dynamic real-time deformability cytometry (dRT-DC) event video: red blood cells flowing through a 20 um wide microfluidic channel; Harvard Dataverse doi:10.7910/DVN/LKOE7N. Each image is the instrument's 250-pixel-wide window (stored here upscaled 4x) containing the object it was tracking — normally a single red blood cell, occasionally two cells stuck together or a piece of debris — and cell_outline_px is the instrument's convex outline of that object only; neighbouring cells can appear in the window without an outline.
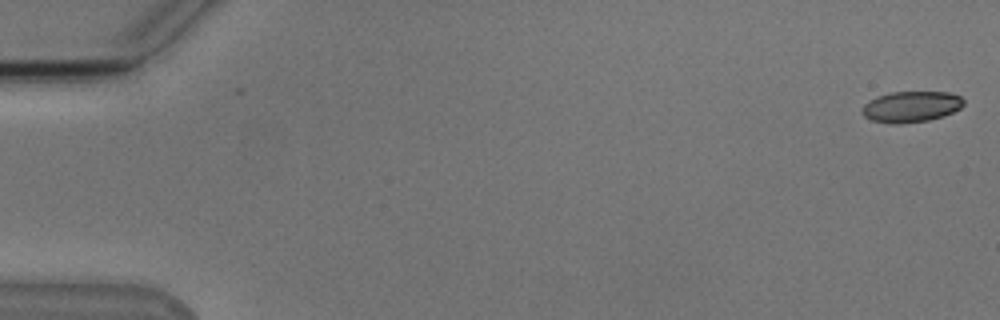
{"species": "Egyptian fruit bat (a non-hibernating species)", "species_latin": "Rousettus aegyptiacus", "temperature_condition": "cold", "stored_images_in_passage": 47, "camera_frame_rate_fps": 3000, "um_per_image_px": 0.085, "animal": {"sex": "male"}, "frame": {"image": 1, "passage_image": 1, "time_ms": 0.0, "image_size_px": [1000, 320], "cell_outline_px": [[964, 104], [960, 108], [944, 116], [928, 120], [900, 124], [896, 124], [872, 120], [864, 116], [860, 112], [864, 104], [868, 100], [876, 96], [892, 92], [948, 92], [960, 96], [964, 100]], "centroid_in_image_um": [77.43, 9.06], "position_along_channel_um": 7.6, "area_um2": 18.38}}
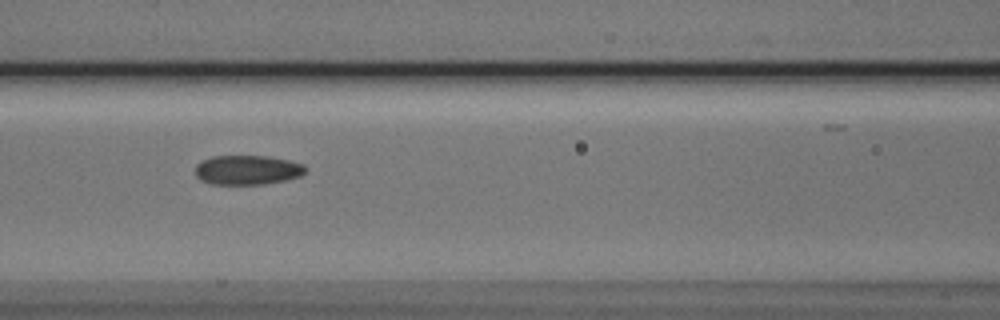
{"frame": {"image": 2, "passage_image": 24, "time_ms": 7.667, "image_size_px": [1000, 320], "cell_outline_px": [[304, 172], [300, 176], [284, 180], [264, 184], [212, 184], [200, 180], [196, 176], [196, 164], [212, 156], [268, 156], [288, 160], [304, 164]], "centroid_in_image_um": [21.0, 14.44], "position_along_channel_um": 145.6, "area_um2": 18.79}}
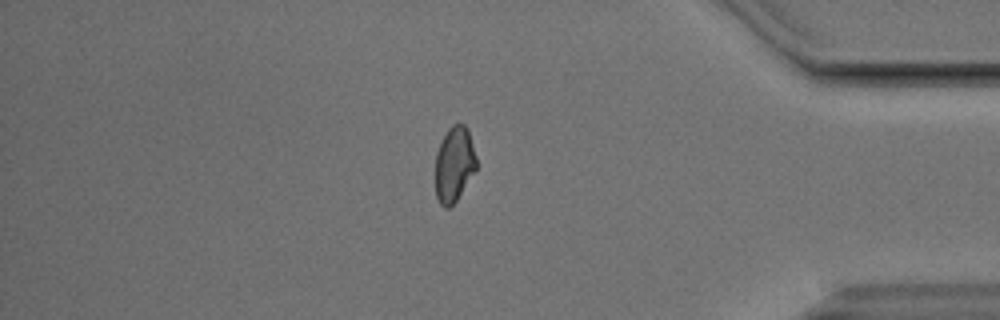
{"frame": {"image": 3, "passage_image": 46, "time_ms": 15.0, "image_size_px": [1000, 320], "cell_outline_px": [[476, 168], [456, 200], [448, 208], [444, 208], [440, 204], [436, 196], [436, 152], [440, 140], [448, 128], [452, 124], [464, 124], [468, 128], [476, 156]], "centroid_in_image_um": [38.59, 13.92], "position_along_channel_um": 396.6, "area_um2": 17.92}}